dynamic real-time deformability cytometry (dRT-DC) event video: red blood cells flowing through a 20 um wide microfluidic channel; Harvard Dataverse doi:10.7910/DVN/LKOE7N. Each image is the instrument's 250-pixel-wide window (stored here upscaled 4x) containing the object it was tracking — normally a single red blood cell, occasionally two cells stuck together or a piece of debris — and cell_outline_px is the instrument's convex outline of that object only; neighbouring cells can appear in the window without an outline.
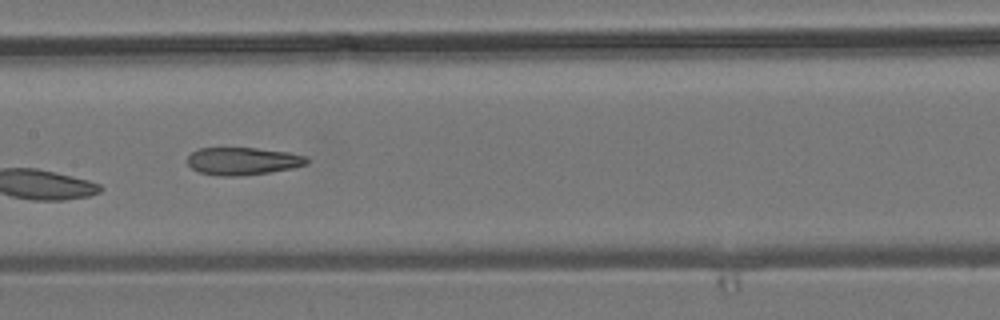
{"species": "common noctule bat (a hibernating species)", "species_latin": "Nyctalus noctula", "temperature_condition": "room temperature", "stored_images_in_passage": 13, "camera_frame_rate_fps": 3000, "um_per_image_px": 0.085, "animal": {"sex": "male", "body_mass_g": 19.2, "forearm_length_mm": 51.8}, "frame": {"image": 1, "passage_image": 6, "time_ms": 6.0, "image_size_px": [1000, 320], "cell_outline_px": [[308, 164], [292, 168], [272, 172], [240, 176], [220, 176], [200, 172], [192, 168], [188, 164], [188, 156], [192, 152], [200, 148], [256, 148], [288, 152], [308, 156]], "centroid_in_image_um": [20.67, 13.69], "position_along_channel_um": 186.7, "area_um2": 19.25}}
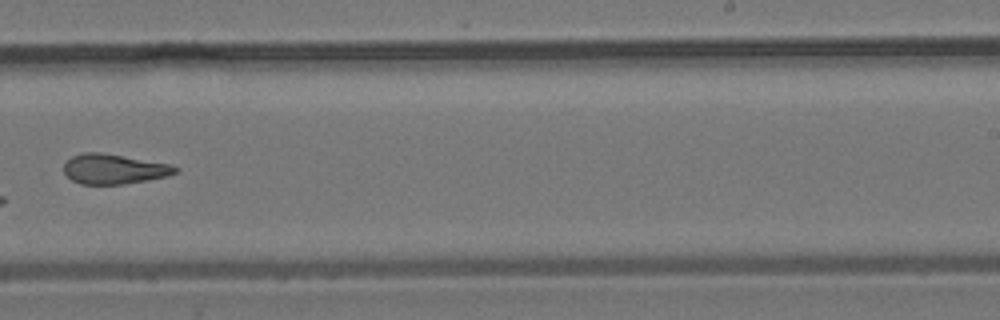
{"frame": {"image": 2, "passage_image": 8, "time_ms": 8.333, "image_size_px": [1000, 320], "cell_outline_px": [[180, 168], [176, 172], [168, 176], [148, 180], [124, 184], [80, 184], [72, 180], [64, 172], [64, 164], [72, 156], [84, 152], [100, 152], [172, 164]], "centroid_in_image_um": [9.71, 14.36], "position_along_channel_um": 279.3, "area_um2": 19.48}}
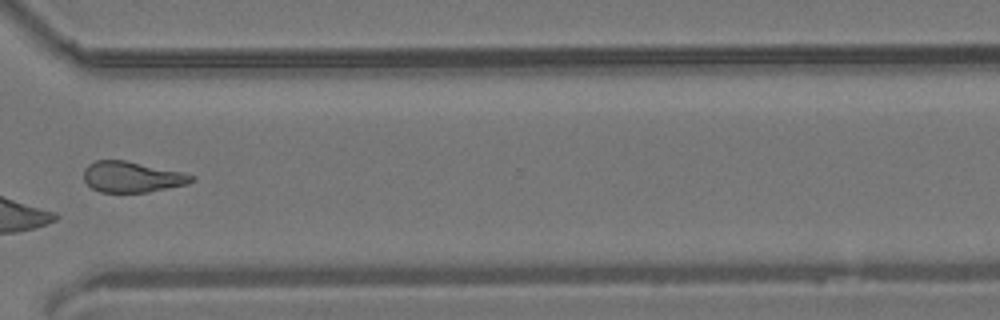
{"frame": {"image": 3, "passage_image": 10, "time_ms": 10.333, "image_size_px": [1000, 320], "cell_outline_px": [[196, 180], [188, 184], [148, 192], [100, 192], [92, 188], [84, 180], [84, 168], [88, 164], [96, 160], [124, 160], [184, 172], [196, 176]], "centroid_in_image_um": [11.25, 15.03], "position_along_channel_um": 359.4, "area_um2": 19.48}}